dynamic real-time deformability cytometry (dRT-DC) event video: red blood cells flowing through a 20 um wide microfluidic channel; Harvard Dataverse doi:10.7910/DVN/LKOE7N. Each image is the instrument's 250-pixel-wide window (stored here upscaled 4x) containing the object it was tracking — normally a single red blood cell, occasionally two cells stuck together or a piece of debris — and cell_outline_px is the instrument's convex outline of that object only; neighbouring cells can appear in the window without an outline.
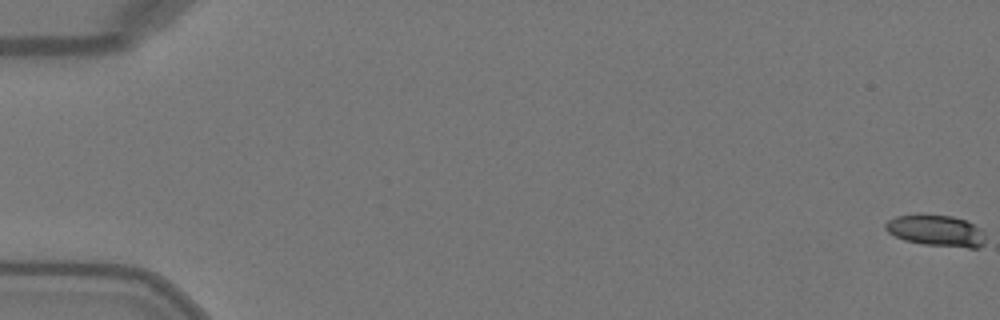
{"species": "Egyptian fruit bat (a non-hibernating species)", "species_latin": "Rousettus aegyptiacus", "temperature_condition": "warm", "stored_images_in_passage": 8, "camera_frame_rate_fps": 3000, "um_per_image_px": 0.085, "animal": {"sex": "female"}, "frame": {"image": 1, "passage_image": 1, "time_ms": 0.0, "image_size_px": [1000, 320], "cell_outline_px": [[984, 244], [976, 248], [968, 248], [924, 244], [904, 240], [888, 232], [884, 228], [884, 224], [888, 220], [896, 216], [920, 212], [952, 216], [964, 220], [980, 228], [984, 232]], "centroid_in_image_um": [79.54, 19.57], "position_along_channel_um": 5.5, "area_um2": 18.61}}